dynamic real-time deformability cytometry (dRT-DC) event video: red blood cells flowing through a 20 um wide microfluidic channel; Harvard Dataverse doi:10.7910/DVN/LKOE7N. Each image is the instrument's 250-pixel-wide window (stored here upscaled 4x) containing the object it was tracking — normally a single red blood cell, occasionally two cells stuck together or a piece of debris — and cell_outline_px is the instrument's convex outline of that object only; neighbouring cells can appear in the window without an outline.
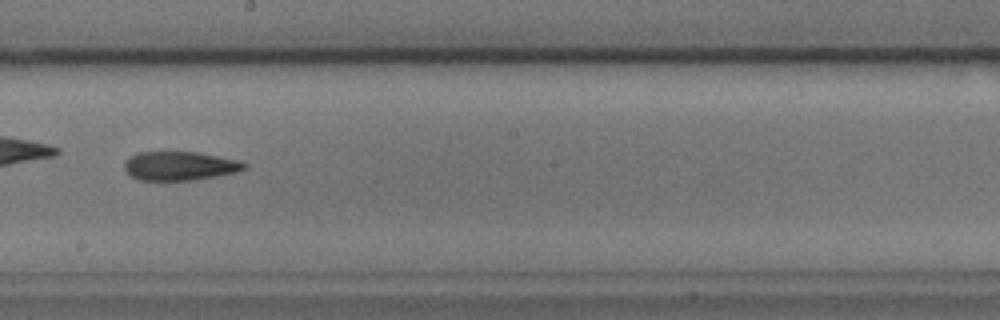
{"species": "common noctule bat (a hibernating species)", "species_latin": "Nyctalus noctula", "temperature_condition": "cold", "stored_images_in_passage": 40, "camera_frame_rate_fps": 3000, "um_per_image_px": 0.085, "animal": {"sex": "male", "body_mass_g": 17.9, "forearm_length_mm": 54.2}, "frame": {"image": 1, "passage_image": 18, "time_ms": 5.667, "image_size_px": [1000, 320], "cell_outline_px": [[248, 168], [236, 172], [216, 176], [188, 180], [140, 180], [132, 176], [124, 168], [124, 164], [132, 156], [140, 152], [200, 152], [240, 160], [248, 164]], "centroid_in_image_um": [15.35, 14.09], "position_along_channel_um": 232.8, "area_um2": 20.06}, "authors_computed_cell_mechanics": {"area_um2": 20.5479, "velocity_mm_per_s": 3.7166, "shape_relaxation_time_tau1_ms": 9.2399, "shape_relaxation_time_tau2_ms": 6.3815, "deformation_change_tau1": 0.2203, "deformation_change_tau2": 0.1843}}